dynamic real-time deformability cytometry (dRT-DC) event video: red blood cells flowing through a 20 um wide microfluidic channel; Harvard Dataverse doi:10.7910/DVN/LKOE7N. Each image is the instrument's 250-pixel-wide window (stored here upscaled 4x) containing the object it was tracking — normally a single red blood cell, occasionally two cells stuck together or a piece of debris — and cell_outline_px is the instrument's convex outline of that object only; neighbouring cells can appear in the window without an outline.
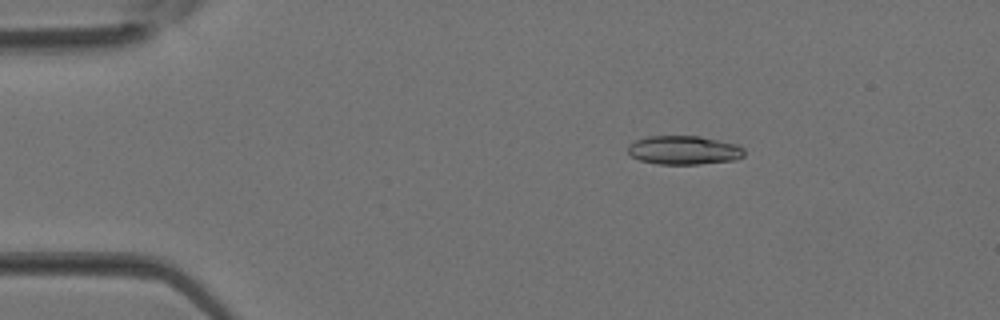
{"species": "Egyptian fruit bat (a non-hibernating species)", "species_latin": "Rousettus aegyptiacus", "temperature_condition": "room temperature", "stored_images_in_passage": 32, "camera_frame_rate_fps": 3000, "um_per_image_px": 0.085, "animal": {"sex": "female"}, "frame": {"image": 1, "passage_image": 1, "time_ms": 0.0, "image_size_px": [1000, 320], "cell_outline_px": [[744, 156], [736, 160], [700, 164], [656, 164], [640, 160], [632, 156], [628, 152], [628, 144], [636, 140], [648, 136], [700, 136], [736, 144], [744, 148]], "centroid_in_image_um": [58.14, 12.76], "position_along_channel_um": 26.9, "area_um2": 19.59}}
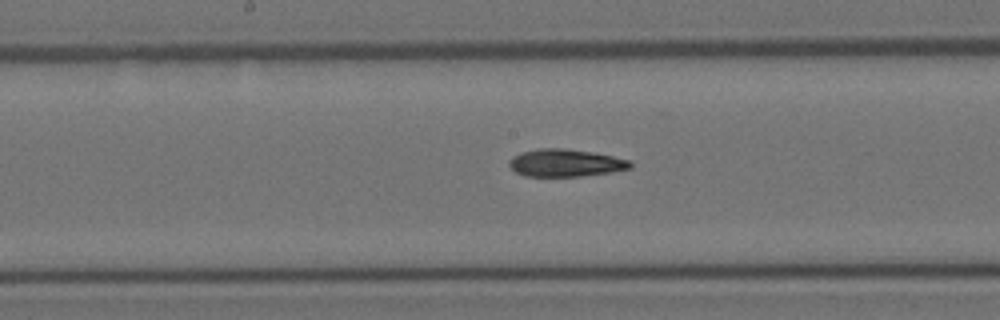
{"frame": {"image": 2, "passage_image": 14, "time_ms": 4.333, "image_size_px": [1000, 320], "cell_outline_px": [[632, 168], [612, 172], [580, 176], [524, 176], [516, 172], [508, 164], [508, 160], [512, 156], [520, 152], [540, 148], [564, 148], [592, 152], [612, 156], [628, 160], [632, 164]], "centroid_in_image_um": [48.03, 13.84], "position_along_channel_um": 200.2, "area_um2": 19.42}}
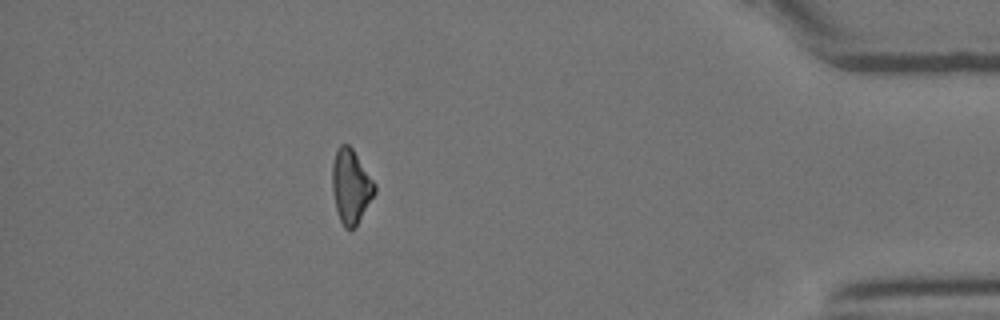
{"frame": {"image": 3, "passage_image": 28, "time_ms": 9.0, "image_size_px": [1000, 320], "cell_outline_px": [[376, 192], [356, 228], [344, 228], [340, 220], [336, 208], [332, 188], [332, 164], [336, 152], [340, 144], [348, 144], [352, 148], [376, 184]], "centroid_in_image_um": [29.84, 15.86], "position_along_channel_um": 405.4, "area_um2": 18.32}}